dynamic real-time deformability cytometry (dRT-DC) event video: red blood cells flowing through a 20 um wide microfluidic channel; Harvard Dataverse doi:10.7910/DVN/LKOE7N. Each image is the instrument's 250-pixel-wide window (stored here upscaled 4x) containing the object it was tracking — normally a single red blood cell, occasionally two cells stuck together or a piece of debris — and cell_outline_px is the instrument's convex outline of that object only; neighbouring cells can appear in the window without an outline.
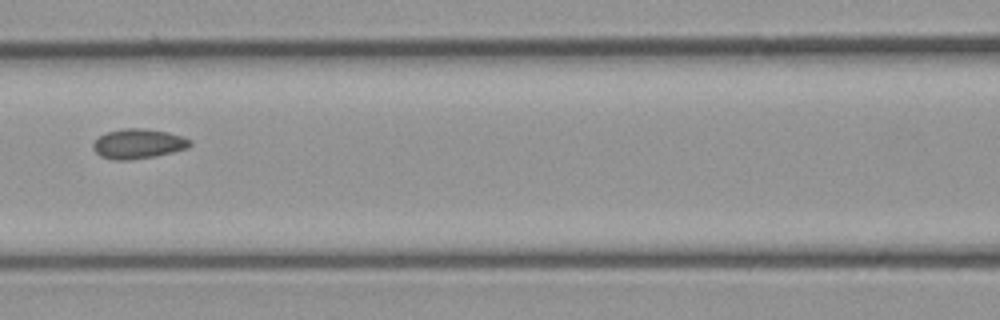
{"species": "common noctule bat (a hibernating species)", "species_latin": "Nyctalus noctula", "temperature_condition": "cold", "stored_images_in_passage": 5, "camera_frame_rate_fps": 3000, "um_per_image_px": 0.085, "animal": {"sex": "male", "body_mass_g": 23.1, "forearm_length_mm": 52.7}, "frame": {"image": 1, "passage_image": 5, "time_ms": 5.667, "image_size_px": [1000, 320], "cell_outline_px": [[192, 144], [188, 148], [156, 156], [128, 160], [112, 160], [100, 156], [92, 148], [92, 144], [100, 136], [108, 132], [124, 128], [144, 128], [168, 132], [192, 140]], "centroid_in_image_um": [11.75, 12.22], "position_along_channel_um": 154.8, "area_um2": 16.82}}